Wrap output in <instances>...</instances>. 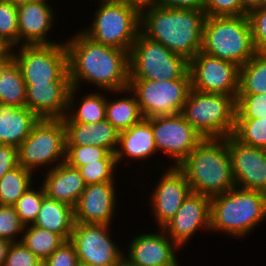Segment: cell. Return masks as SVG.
<instances>
[{
  "instance_id": "7402d4cb",
  "label": "cell",
  "mask_w": 266,
  "mask_h": 266,
  "mask_svg": "<svg viewBox=\"0 0 266 266\" xmlns=\"http://www.w3.org/2000/svg\"><path fill=\"white\" fill-rule=\"evenodd\" d=\"M44 176L41 185L45 196L66 203L73 208L87 186L80 171L66 162L50 169Z\"/></svg>"
},
{
  "instance_id": "11a10c76",
  "label": "cell",
  "mask_w": 266,
  "mask_h": 266,
  "mask_svg": "<svg viewBox=\"0 0 266 266\" xmlns=\"http://www.w3.org/2000/svg\"><path fill=\"white\" fill-rule=\"evenodd\" d=\"M4 49H5V47L2 46V45L0 44V53H1Z\"/></svg>"
},
{
  "instance_id": "7dc6e473",
  "label": "cell",
  "mask_w": 266,
  "mask_h": 266,
  "mask_svg": "<svg viewBox=\"0 0 266 266\" xmlns=\"http://www.w3.org/2000/svg\"><path fill=\"white\" fill-rule=\"evenodd\" d=\"M13 59L12 50L5 48L0 53V78L3 74V68Z\"/></svg>"
},
{
  "instance_id": "5bb4252c",
  "label": "cell",
  "mask_w": 266,
  "mask_h": 266,
  "mask_svg": "<svg viewBox=\"0 0 266 266\" xmlns=\"http://www.w3.org/2000/svg\"><path fill=\"white\" fill-rule=\"evenodd\" d=\"M239 66L201 50L189 61L191 88L196 91L237 97Z\"/></svg>"
},
{
  "instance_id": "5b68a950",
  "label": "cell",
  "mask_w": 266,
  "mask_h": 266,
  "mask_svg": "<svg viewBox=\"0 0 266 266\" xmlns=\"http://www.w3.org/2000/svg\"><path fill=\"white\" fill-rule=\"evenodd\" d=\"M201 51L239 67L246 64L256 53L248 16H206Z\"/></svg>"
},
{
  "instance_id": "4dcf8cb0",
  "label": "cell",
  "mask_w": 266,
  "mask_h": 266,
  "mask_svg": "<svg viewBox=\"0 0 266 266\" xmlns=\"http://www.w3.org/2000/svg\"><path fill=\"white\" fill-rule=\"evenodd\" d=\"M34 172L20 165L9 170L0 179V205L13 206L16 201L32 186ZM33 180V181H32Z\"/></svg>"
},
{
  "instance_id": "681fc988",
  "label": "cell",
  "mask_w": 266,
  "mask_h": 266,
  "mask_svg": "<svg viewBox=\"0 0 266 266\" xmlns=\"http://www.w3.org/2000/svg\"><path fill=\"white\" fill-rule=\"evenodd\" d=\"M243 10L248 14L254 9L261 7V0H241Z\"/></svg>"
},
{
  "instance_id": "6da1fadb",
  "label": "cell",
  "mask_w": 266,
  "mask_h": 266,
  "mask_svg": "<svg viewBox=\"0 0 266 266\" xmlns=\"http://www.w3.org/2000/svg\"><path fill=\"white\" fill-rule=\"evenodd\" d=\"M66 39L72 87L80 89L83 82L108 92L129 87V51L95 42L82 31Z\"/></svg>"
},
{
  "instance_id": "e0dca14e",
  "label": "cell",
  "mask_w": 266,
  "mask_h": 266,
  "mask_svg": "<svg viewBox=\"0 0 266 266\" xmlns=\"http://www.w3.org/2000/svg\"><path fill=\"white\" fill-rule=\"evenodd\" d=\"M210 200L208 196L191 192L174 217L162 227L180 248L188 245L197 230L210 231Z\"/></svg>"
},
{
  "instance_id": "44dd1931",
  "label": "cell",
  "mask_w": 266,
  "mask_h": 266,
  "mask_svg": "<svg viewBox=\"0 0 266 266\" xmlns=\"http://www.w3.org/2000/svg\"><path fill=\"white\" fill-rule=\"evenodd\" d=\"M25 85V106L40 119H62L67 114L71 82Z\"/></svg>"
},
{
  "instance_id": "8992f818",
  "label": "cell",
  "mask_w": 266,
  "mask_h": 266,
  "mask_svg": "<svg viewBox=\"0 0 266 266\" xmlns=\"http://www.w3.org/2000/svg\"><path fill=\"white\" fill-rule=\"evenodd\" d=\"M181 115L204 138L233 135L236 97L190 89Z\"/></svg>"
},
{
  "instance_id": "ffe728a7",
  "label": "cell",
  "mask_w": 266,
  "mask_h": 266,
  "mask_svg": "<svg viewBox=\"0 0 266 266\" xmlns=\"http://www.w3.org/2000/svg\"><path fill=\"white\" fill-rule=\"evenodd\" d=\"M49 0H35L17 5L19 46L49 45L60 43L52 41L49 35L56 14ZM48 37V38H47Z\"/></svg>"
},
{
  "instance_id": "74e56055",
  "label": "cell",
  "mask_w": 266,
  "mask_h": 266,
  "mask_svg": "<svg viewBox=\"0 0 266 266\" xmlns=\"http://www.w3.org/2000/svg\"><path fill=\"white\" fill-rule=\"evenodd\" d=\"M266 118V93L238 94L236 97V119Z\"/></svg>"
},
{
  "instance_id": "f1b7e54d",
  "label": "cell",
  "mask_w": 266,
  "mask_h": 266,
  "mask_svg": "<svg viewBox=\"0 0 266 266\" xmlns=\"http://www.w3.org/2000/svg\"><path fill=\"white\" fill-rule=\"evenodd\" d=\"M26 85L18 63L13 58L4 68L0 78V104L24 107Z\"/></svg>"
},
{
  "instance_id": "d6a6232c",
  "label": "cell",
  "mask_w": 266,
  "mask_h": 266,
  "mask_svg": "<svg viewBox=\"0 0 266 266\" xmlns=\"http://www.w3.org/2000/svg\"><path fill=\"white\" fill-rule=\"evenodd\" d=\"M0 44L8 49L19 46L18 8L8 0H0Z\"/></svg>"
},
{
  "instance_id": "83f0119b",
  "label": "cell",
  "mask_w": 266,
  "mask_h": 266,
  "mask_svg": "<svg viewBox=\"0 0 266 266\" xmlns=\"http://www.w3.org/2000/svg\"><path fill=\"white\" fill-rule=\"evenodd\" d=\"M109 94L110 96L116 95L117 98L120 94V99H114V97L113 99L106 98V120L119 132L129 129L144 119L136 96L129 88L119 91H109ZM124 94L127 95L124 96Z\"/></svg>"
},
{
  "instance_id": "3957f363",
  "label": "cell",
  "mask_w": 266,
  "mask_h": 266,
  "mask_svg": "<svg viewBox=\"0 0 266 266\" xmlns=\"http://www.w3.org/2000/svg\"><path fill=\"white\" fill-rule=\"evenodd\" d=\"M178 167L193 193L211 198L235 187L225 138H204Z\"/></svg>"
},
{
  "instance_id": "2e32d148",
  "label": "cell",
  "mask_w": 266,
  "mask_h": 266,
  "mask_svg": "<svg viewBox=\"0 0 266 266\" xmlns=\"http://www.w3.org/2000/svg\"><path fill=\"white\" fill-rule=\"evenodd\" d=\"M161 173L148 204L158 227L162 228L177 213L182 203L192 192L186 176L179 167L169 166ZM151 200V201H150Z\"/></svg>"
},
{
  "instance_id": "bcb514c9",
  "label": "cell",
  "mask_w": 266,
  "mask_h": 266,
  "mask_svg": "<svg viewBox=\"0 0 266 266\" xmlns=\"http://www.w3.org/2000/svg\"><path fill=\"white\" fill-rule=\"evenodd\" d=\"M116 2H120L122 4L131 5L135 8H137L140 12L148 8L150 5L156 3L157 0H113Z\"/></svg>"
},
{
  "instance_id": "ba28073f",
  "label": "cell",
  "mask_w": 266,
  "mask_h": 266,
  "mask_svg": "<svg viewBox=\"0 0 266 266\" xmlns=\"http://www.w3.org/2000/svg\"><path fill=\"white\" fill-rule=\"evenodd\" d=\"M129 77L154 81L191 78L189 61L140 31L129 51Z\"/></svg>"
},
{
  "instance_id": "52a82bcc",
  "label": "cell",
  "mask_w": 266,
  "mask_h": 266,
  "mask_svg": "<svg viewBox=\"0 0 266 266\" xmlns=\"http://www.w3.org/2000/svg\"><path fill=\"white\" fill-rule=\"evenodd\" d=\"M98 1L91 25L81 31L95 42L130 51L140 32L141 12L113 0Z\"/></svg>"
},
{
  "instance_id": "d6986e66",
  "label": "cell",
  "mask_w": 266,
  "mask_h": 266,
  "mask_svg": "<svg viewBox=\"0 0 266 266\" xmlns=\"http://www.w3.org/2000/svg\"><path fill=\"white\" fill-rule=\"evenodd\" d=\"M116 181L88 184L74 207L75 223L111 225L118 197Z\"/></svg>"
},
{
  "instance_id": "d590c367",
  "label": "cell",
  "mask_w": 266,
  "mask_h": 266,
  "mask_svg": "<svg viewBox=\"0 0 266 266\" xmlns=\"http://www.w3.org/2000/svg\"><path fill=\"white\" fill-rule=\"evenodd\" d=\"M39 186L38 190V187L31 186L13 205L25 226L34 223L42 201L46 197L43 186L41 184Z\"/></svg>"
},
{
  "instance_id": "b9f144b4",
  "label": "cell",
  "mask_w": 266,
  "mask_h": 266,
  "mask_svg": "<svg viewBox=\"0 0 266 266\" xmlns=\"http://www.w3.org/2000/svg\"><path fill=\"white\" fill-rule=\"evenodd\" d=\"M4 266H43V261L21 242H13L8 250Z\"/></svg>"
},
{
  "instance_id": "4fadbf2b",
  "label": "cell",
  "mask_w": 266,
  "mask_h": 266,
  "mask_svg": "<svg viewBox=\"0 0 266 266\" xmlns=\"http://www.w3.org/2000/svg\"><path fill=\"white\" fill-rule=\"evenodd\" d=\"M152 132L157 152L172 158L178 167L204 137L184 119L181 113L152 118Z\"/></svg>"
},
{
  "instance_id": "9a60e30c",
  "label": "cell",
  "mask_w": 266,
  "mask_h": 266,
  "mask_svg": "<svg viewBox=\"0 0 266 266\" xmlns=\"http://www.w3.org/2000/svg\"><path fill=\"white\" fill-rule=\"evenodd\" d=\"M235 186L266 193V149L225 137Z\"/></svg>"
},
{
  "instance_id": "816d5d0a",
  "label": "cell",
  "mask_w": 266,
  "mask_h": 266,
  "mask_svg": "<svg viewBox=\"0 0 266 266\" xmlns=\"http://www.w3.org/2000/svg\"><path fill=\"white\" fill-rule=\"evenodd\" d=\"M8 1H10L11 3H13L15 5H19V4H22V3H27V2L35 1V0H8Z\"/></svg>"
},
{
  "instance_id": "277c9868",
  "label": "cell",
  "mask_w": 266,
  "mask_h": 266,
  "mask_svg": "<svg viewBox=\"0 0 266 266\" xmlns=\"http://www.w3.org/2000/svg\"><path fill=\"white\" fill-rule=\"evenodd\" d=\"M266 220V193L234 187L211 197L210 232L244 239Z\"/></svg>"
},
{
  "instance_id": "ee69618b",
  "label": "cell",
  "mask_w": 266,
  "mask_h": 266,
  "mask_svg": "<svg viewBox=\"0 0 266 266\" xmlns=\"http://www.w3.org/2000/svg\"><path fill=\"white\" fill-rule=\"evenodd\" d=\"M18 164V148L0 144V179Z\"/></svg>"
},
{
  "instance_id": "836d02e7",
  "label": "cell",
  "mask_w": 266,
  "mask_h": 266,
  "mask_svg": "<svg viewBox=\"0 0 266 266\" xmlns=\"http://www.w3.org/2000/svg\"><path fill=\"white\" fill-rule=\"evenodd\" d=\"M233 136L246 145L266 149V118L236 119Z\"/></svg>"
},
{
  "instance_id": "484cf974",
  "label": "cell",
  "mask_w": 266,
  "mask_h": 266,
  "mask_svg": "<svg viewBox=\"0 0 266 266\" xmlns=\"http://www.w3.org/2000/svg\"><path fill=\"white\" fill-rule=\"evenodd\" d=\"M74 208L66 203L45 197L32 225L70 239L74 228Z\"/></svg>"
},
{
  "instance_id": "9c48e42d",
  "label": "cell",
  "mask_w": 266,
  "mask_h": 266,
  "mask_svg": "<svg viewBox=\"0 0 266 266\" xmlns=\"http://www.w3.org/2000/svg\"><path fill=\"white\" fill-rule=\"evenodd\" d=\"M65 151L66 129L63 120L42 118L18 147V164L31 172L45 166L48 171L65 161Z\"/></svg>"
},
{
  "instance_id": "ac0fdd59",
  "label": "cell",
  "mask_w": 266,
  "mask_h": 266,
  "mask_svg": "<svg viewBox=\"0 0 266 266\" xmlns=\"http://www.w3.org/2000/svg\"><path fill=\"white\" fill-rule=\"evenodd\" d=\"M159 230L160 232L134 235L124 257L136 266H180L176 255L180 247L162 228Z\"/></svg>"
},
{
  "instance_id": "db71d44e",
  "label": "cell",
  "mask_w": 266,
  "mask_h": 266,
  "mask_svg": "<svg viewBox=\"0 0 266 266\" xmlns=\"http://www.w3.org/2000/svg\"><path fill=\"white\" fill-rule=\"evenodd\" d=\"M261 6H266V0H261Z\"/></svg>"
},
{
  "instance_id": "cb8c5ba5",
  "label": "cell",
  "mask_w": 266,
  "mask_h": 266,
  "mask_svg": "<svg viewBox=\"0 0 266 266\" xmlns=\"http://www.w3.org/2000/svg\"><path fill=\"white\" fill-rule=\"evenodd\" d=\"M66 145H92L108 149L115 153L119 131L108 121L98 123L64 122Z\"/></svg>"
},
{
  "instance_id": "60d3db41",
  "label": "cell",
  "mask_w": 266,
  "mask_h": 266,
  "mask_svg": "<svg viewBox=\"0 0 266 266\" xmlns=\"http://www.w3.org/2000/svg\"><path fill=\"white\" fill-rule=\"evenodd\" d=\"M203 10L208 17L247 15L241 0H205Z\"/></svg>"
},
{
  "instance_id": "c3c4849f",
  "label": "cell",
  "mask_w": 266,
  "mask_h": 266,
  "mask_svg": "<svg viewBox=\"0 0 266 266\" xmlns=\"http://www.w3.org/2000/svg\"><path fill=\"white\" fill-rule=\"evenodd\" d=\"M11 244L12 242H10L9 240L0 238V266H4L5 259L7 257Z\"/></svg>"
},
{
  "instance_id": "f35d334b",
  "label": "cell",
  "mask_w": 266,
  "mask_h": 266,
  "mask_svg": "<svg viewBox=\"0 0 266 266\" xmlns=\"http://www.w3.org/2000/svg\"><path fill=\"white\" fill-rule=\"evenodd\" d=\"M24 228L14 206L0 205V238L20 242Z\"/></svg>"
},
{
  "instance_id": "f6af8a7d",
  "label": "cell",
  "mask_w": 266,
  "mask_h": 266,
  "mask_svg": "<svg viewBox=\"0 0 266 266\" xmlns=\"http://www.w3.org/2000/svg\"><path fill=\"white\" fill-rule=\"evenodd\" d=\"M205 0H157L162 7L182 10H203Z\"/></svg>"
},
{
  "instance_id": "4316f807",
  "label": "cell",
  "mask_w": 266,
  "mask_h": 266,
  "mask_svg": "<svg viewBox=\"0 0 266 266\" xmlns=\"http://www.w3.org/2000/svg\"><path fill=\"white\" fill-rule=\"evenodd\" d=\"M77 87H71L69 93V104L67 114L62 118L63 122H81V123H98L106 119V97L108 91L104 94L95 91L83 94L81 100L76 105V99L79 98ZM77 94V95H76ZM75 103V104H74ZM78 106V107H77ZM76 107V108H75Z\"/></svg>"
},
{
  "instance_id": "7c38bea8",
  "label": "cell",
  "mask_w": 266,
  "mask_h": 266,
  "mask_svg": "<svg viewBox=\"0 0 266 266\" xmlns=\"http://www.w3.org/2000/svg\"><path fill=\"white\" fill-rule=\"evenodd\" d=\"M111 225L75 223L69 241L81 263L92 266H115L124 251L115 243ZM113 240V241H112Z\"/></svg>"
},
{
  "instance_id": "8d00e7d4",
  "label": "cell",
  "mask_w": 266,
  "mask_h": 266,
  "mask_svg": "<svg viewBox=\"0 0 266 266\" xmlns=\"http://www.w3.org/2000/svg\"><path fill=\"white\" fill-rule=\"evenodd\" d=\"M117 166L116 160H97V162H88L80 166L78 170L85 183L88 185L115 181Z\"/></svg>"
},
{
  "instance_id": "f5cc1de1",
  "label": "cell",
  "mask_w": 266,
  "mask_h": 266,
  "mask_svg": "<svg viewBox=\"0 0 266 266\" xmlns=\"http://www.w3.org/2000/svg\"><path fill=\"white\" fill-rule=\"evenodd\" d=\"M78 266H92V265H88V264H84V263L79 262Z\"/></svg>"
},
{
  "instance_id": "7bdbcfd3",
  "label": "cell",
  "mask_w": 266,
  "mask_h": 266,
  "mask_svg": "<svg viewBox=\"0 0 266 266\" xmlns=\"http://www.w3.org/2000/svg\"><path fill=\"white\" fill-rule=\"evenodd\" d=\"M78 264L77 253L69 240L61 244L43 261V266H78Z\"/></svg>"
},
{
  "instance_id": "ab89813d",
  "label": "cell",
  "mask_w": 266,
  "mask_h": 266,
  "mask_svg": "<svg viewBox=\"0 0 266 266\" xmlns=\"http://www.w3.org/2000/svg\"><path fill=\"white\" fill-rule=\"evenodd\" d=\"M247 16L255 51L266 54V6L252 10Z\"/></svg>"
},
{
  "instance_id": "603a6c76",
  "label": "cell",
  "mask_w": 266,
  "mask_h": 266,
  "mask_svg": "<svg viewBox=\"0 0 266 266\" xmlns=\"http://www.w3.org/2000/svg\"><path fill=\"white\" fill-rule=\"evenodd\" d=\"M157 153L152 132V118L143 119L129 129L119 132L118 146L115 151L117 164L123 159L143 160Z\"/></svg>"
},
{
  "instance_id": "f907efd6",
  "label": "cell",
  "mask_w": 266,
  "mask_h": 266,
  "mask_svg": "<svg viewBox=\"0 0 266 266\" xmlns=\"http://www.w3.org/2000/svg\"><path fill=\"white\" fill-rule=\"evenodd\" d=\"M115 266H136L135 264L131 263L127 258L124 256L116 263Z\"/></svg>"
},
{
  "instance_id": "30bf717a",
  "label": "cell",
  "mask_w": 266,
  "mask_h": 266,
  "mask_svg": "<svg viewBox=\"0 0 266 266\" xmlns=\"http://www.w3.org/2000/svg\"><path fill=\"white\" fill-rule=\"evenodd\" d=\"M11 50L25 84L70 82L65 41L49 45H21Z\"/></svg>"
},
{
  "instance_id": "e575fe53",
  "label": "cell",
  "mask_w": 266,
  "mask_h": 266,
  "mask_svg": "<svg viewBox=\"0 0 266 266\" xmlns=\"http://www.w3.org/2000/svg\"><path fill=\"white\" fill-rule=\"evenodd\" d=\"M97 160H116L115 153L108 149L92 145H66L65 161L68 165L79 168L88 162Z\"/></svg>"
},
{
  "instance_id": "7a4b0ae2",
  "label": "cell",
  "mask_w": 266,
  "mask_h": 266,
  "mask_svg": "<svg viewBox=\"0 0 266 266\" xmlns=\"http://www.w3.org/2000/svg\"><path fill=\"white\" fill-rule=\"evenodd\" d=\"M204 10L162 7L158 3L141 11L140 31L188 61L202 49Z\"/></svg>"
},
{
  "instance_id": "8fae6325",
  "label": "cell",
  "mask_w": 266,
  "mask_h": 266,
  "mask_svg": "<svg viewBox=\"0 0 266 266\" xmlns=\"http://www.w3.org/2000/svg\"><path fill=\"white\" fill-rule=\"evenodd\" d=\"M144 119L181 113L191 89V78L129 80Z\"/></svg>"
},
{
  "instance_id": "f546056e",
  "label": "cell",
  "mask_w": 266,
  "mask_h": 266,
  "mask_svg": "<svg viewBox=\"0 0 266 266\" xmlns=\"http://www.w3.org/2000/svg\"><path fill=\"white\" fill-rule=\"evenodd\" d=\"M266 93V54L255 53L239 68L238 94Z\"/></svg>"
},
{
  "instance_id": "1f68e13d",
  "label": "cell",
  "mask_w": 266,
  "mask_h": 266,
  "mask_svg": "<svg viewBox=\"0 0 266 266\" xmlns=\"http://www.w3.org/2000/svg\"><path fill=\"white\" fill-rule=\"evenodd\" d=\"M42 261L48 258L65 240L48 230L26 225L20 241Z\"/></svg>"
},
{
  "instance_id": "d4e9b609",
  "label": "cell",
  "mask_w": 266,
  "mask_h": 266,
  "mask_svg": "<svg viewBox=\"0 0 266 266\" xmlns=\"http://www.w3.org/2000/svg\"><path fill=\"white\" fill-rule=\"evenodd\" d=\"M39 119L26 106L0 104V144L18 148Z\"/></svg>"
}]
</instances>
